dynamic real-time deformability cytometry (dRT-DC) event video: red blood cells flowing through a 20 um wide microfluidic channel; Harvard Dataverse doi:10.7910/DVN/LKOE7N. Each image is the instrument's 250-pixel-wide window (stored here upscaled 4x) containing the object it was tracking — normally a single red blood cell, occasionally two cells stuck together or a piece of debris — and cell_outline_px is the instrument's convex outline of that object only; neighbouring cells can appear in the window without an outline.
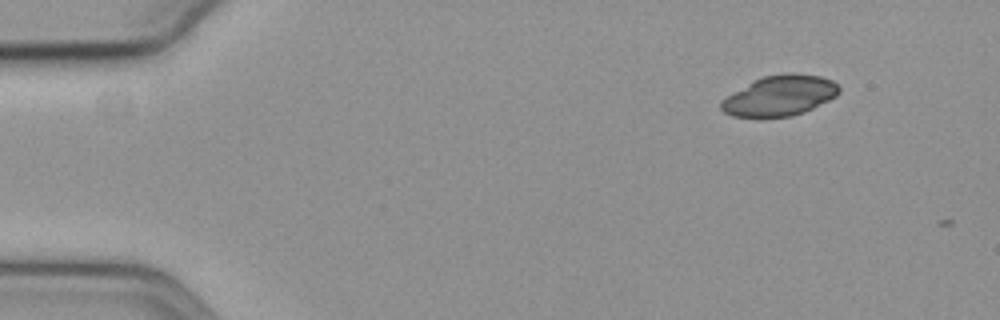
{"species": "common noctule bat (a hibernating species)", "species_latin": "Nyctalus noctula", "temperature_condition": "cold", "stored_images_in_passage": 2, "camera_frame_rate_fps": 3000, "um_per_image_px": 0.085, "animal": {"sex": "female", "body_mass_g": 19.3, "forearm_length_mm": 54.1}, "frame": {"image": 1, "passage_image": 1, "time_ms": 0.0, "image_size_px": [1000, 320], "cell_outline_px": [[840, 92], [836, 96], [804, 112], [792, 116], [732, 116], [724, 112], [720, 108], [720, 100], [756, 80], [764, 76], [784, 72], [792, 72], [820, 76], [832, 80], [840, 88]], "centroid_in_image_um": [66.3, 8.11], "position_along_channel_um": 18.7, "area_um2": 27.34}}